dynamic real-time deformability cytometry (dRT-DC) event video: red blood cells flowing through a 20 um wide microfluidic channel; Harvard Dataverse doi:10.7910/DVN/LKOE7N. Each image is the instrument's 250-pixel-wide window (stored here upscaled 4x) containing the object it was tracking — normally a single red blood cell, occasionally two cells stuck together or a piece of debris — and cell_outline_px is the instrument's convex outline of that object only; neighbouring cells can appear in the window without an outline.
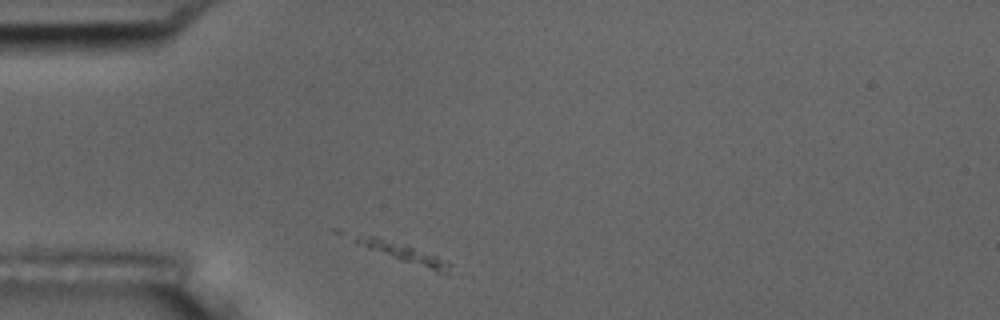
{"species": "common noctule bat (a hibernating species)", "species_latin": "Nyctalus noctula", "temperature_condition": "room temperature", "stored_images_in_passage": 12, "camera_frame_rate_fps": 3000, "um_per_image_px": 0.085, "animal": {"sex": "male", "body_mass_g": 17.5, "forearm_length_mm": 52.3}, "frame": {"image": 1, "passage_image": 1, "time_ms": 0.0, "image_size_px": [1000, 320], "cell_outline_px": [[452, 264], [448, 276], [400, 260], [368, 248], [332, 232], [328, 228], [340, 228], [380, 236], [436, 256]], "centroid_in_image_um": [33.7, 21.29], "position_along_channel_um": 51.3, "area_um2": 12.14}}